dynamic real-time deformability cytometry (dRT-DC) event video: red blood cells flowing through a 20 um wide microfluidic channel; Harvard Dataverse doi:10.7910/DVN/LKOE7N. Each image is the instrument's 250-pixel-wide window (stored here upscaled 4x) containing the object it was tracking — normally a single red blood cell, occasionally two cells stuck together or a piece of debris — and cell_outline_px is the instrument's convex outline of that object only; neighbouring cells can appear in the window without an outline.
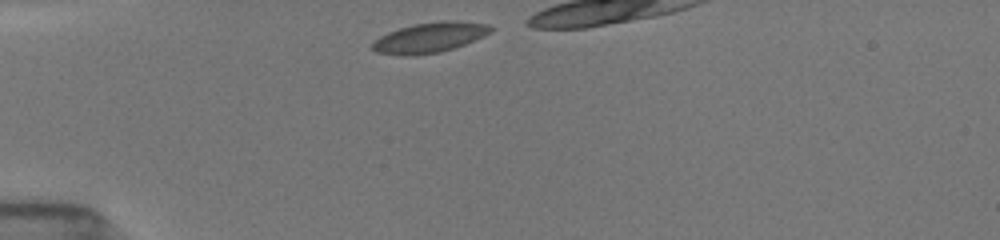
{"species": "common noctule bat (a hibernating species)", "species_latin": "Nyctalus noctula", "temperature_condition": "room temperature", "stored_images_in_passage": 10, "camera_frame_rate_fps": 3000, "um_per_image_px": 0.085, "animal": {"sex": "female", "body_mass_g": 19.5, "forearm_length_mm": 54.1}, "frame": {"image": 1, "passage_image": 1, "time_ms": 0.0, "image_size_px": [1000, 240], "cell_outline_px": [[492, 32], [484, 36], [464, 44], [440, 52], [412, 56], [404, 56], [376, 52], [372, 48], [372, 44], [380, 36], [388, 32], [412, 24], [440, 20], [456, 20], [488, 24], [492, 28]], "centroid_in_image_um": [36.53, 3.18], "position_along_channel_um": 48.5, "area_um2": 20.87}}
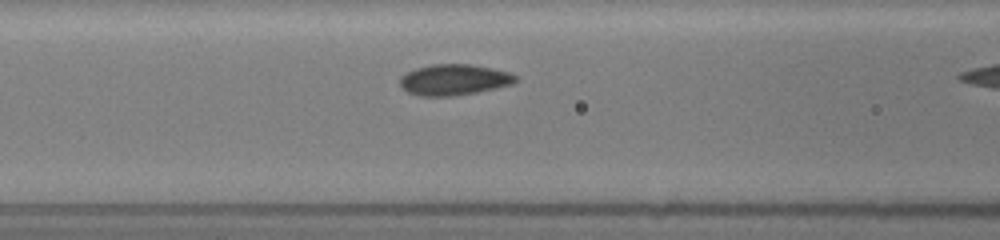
{"frame": {"image": 2, "passage_image": 9, "time_ms": 2.667, "image_size_px": [1000, 240], "cell_outline_px": [[516, 80], [512, 84], [496, 88], [476, 92], [452, 96], [420, 96], [408, 92], [400, 84], [400, 76], [416, 68], [432, 64], [472, 64], [512, 72], [516, 76]], "centroid_in_image_um": [38.61, 6.77], "position_along_channel_um": 128.0, "area_um2": 20.81}}